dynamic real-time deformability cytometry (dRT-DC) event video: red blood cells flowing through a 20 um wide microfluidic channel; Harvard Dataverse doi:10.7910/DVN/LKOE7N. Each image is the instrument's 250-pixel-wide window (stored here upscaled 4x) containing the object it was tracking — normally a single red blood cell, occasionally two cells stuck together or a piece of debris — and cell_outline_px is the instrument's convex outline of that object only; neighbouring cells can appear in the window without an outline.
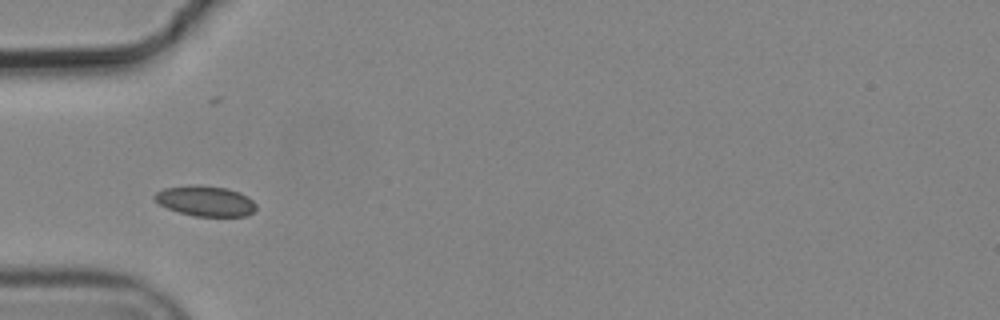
{"species": "common noctule bat (a hibernating species)", "species_latin": "Nyctalus noctula", "temperature_condition": "cold", "stored_images_in_passage": 6, "camera_frame_rate_fps": 3000, "um_per_image_px": 0.085, "animal": {"sex": "male", "body_mass_g": 19.2, "forearm_length_mm": 51.8}, "frame": {"image": 1, "passage_image": 2, "time_ms": 0.333, "image_size_px": [1000, 320], "cell_outline_px": [[256, 208], [252, 212], [244, 216], [196, 216], [180, 212], [168, 208], [160, 204], [152, 196], [156, 192], [164, 188], [192, 184], [196, 184], [228, 188], [240, 192], [248, 196], [256, 204]], "centroid_in_image_um": [17.47, 17.06], "position_along_channel_um": 67.5, "area_um2": 17.98}}
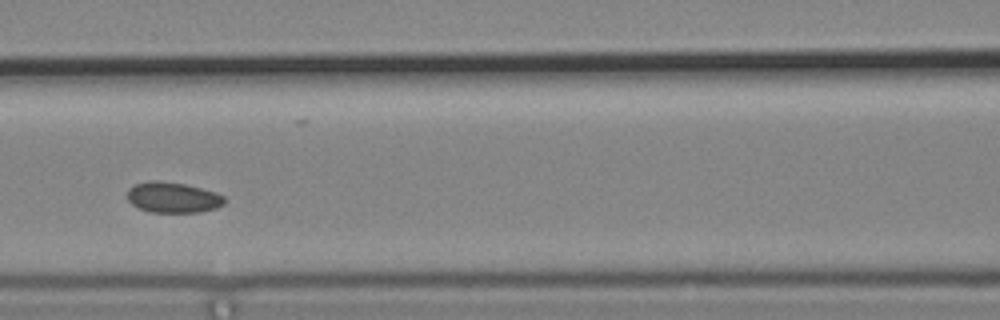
{"frame": {"image": 2, "passage_image": 4, "time_ms": 1.0, "image_size_px": [1000, 320], "cell_outline_px": [[228, 200], [224, 204], [216, 208], [200, 212], [148, 212], [132, 204], [128, 200], [128, 188], [136, 184], [148, 180], [160, 180], [184, 184], [216, 192], [224, 196]], "centroid_in_image_um": [14.72, 16.78], "position_along_channel_um": 151.9, "area_um2": 17.46}}
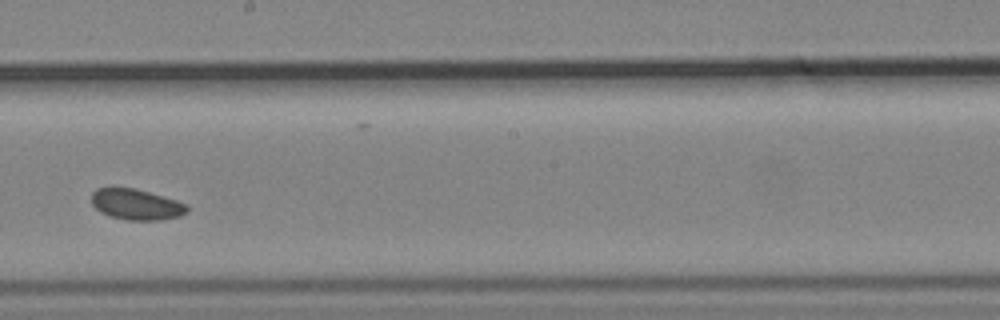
{"frame": {"image": 3, "passage_image": 6, "time_ms": 1.667, "image_size_px": [1000, 320], "cell_outline_px": [[188, 212], [180, 216], [160, 220], [128, 220], [112, 216], [100, 212], [92, 204], [92, 192], [96, 188], [136, 188], [176, 200], [188, 204]], "centroid_in_image_um": [11.61, 17.37], "position_along_channel_um": 236.6, "area_um2": 17.11}}